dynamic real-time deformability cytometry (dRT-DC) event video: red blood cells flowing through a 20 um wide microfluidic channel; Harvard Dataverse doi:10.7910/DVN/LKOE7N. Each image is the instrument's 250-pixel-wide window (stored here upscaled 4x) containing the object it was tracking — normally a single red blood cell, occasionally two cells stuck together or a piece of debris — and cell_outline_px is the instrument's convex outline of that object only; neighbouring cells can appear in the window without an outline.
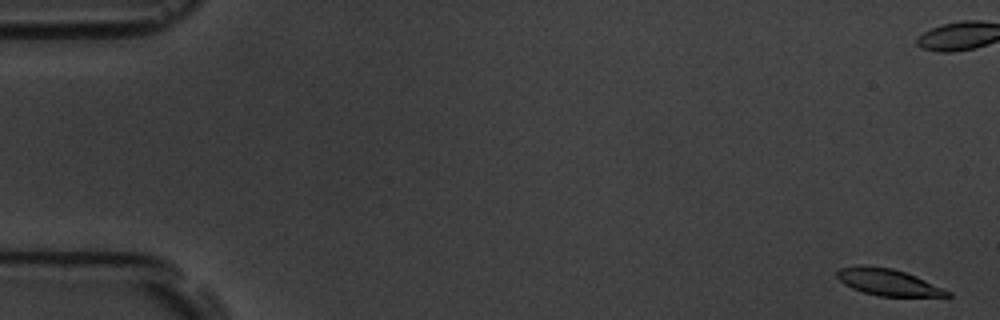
{"species": "common noctule bat (a hibernating species)", "species_latin": "Nyctalus noctula", "temperature_condition": "room temperature", "stored_images_in_passage": 7, "camera_frame_rate_fps": 3000, "um_per_image_px": 0.085, "animal": {"sex": "male", "body_mass_g": 19.5, "forearm_length_mm": 54.6}, "frame": {"image": 1, "passage_image": 1, "time_ms": 0.0, "image_size_px": [1000, 320], "cell_outline_px": [[952, 296], [880, 296], [864, 292], [852, 288], [844, 284], [836, 276], [836, 272], [840, 268], [860, 264], [864, 264], [892, 268], [916, 276], [944, 288], [952, 292]], "centroid_in_image_um": [75.47, 23.97], "position_along_channel_um": 9.5, "area_um2": 17.17}}
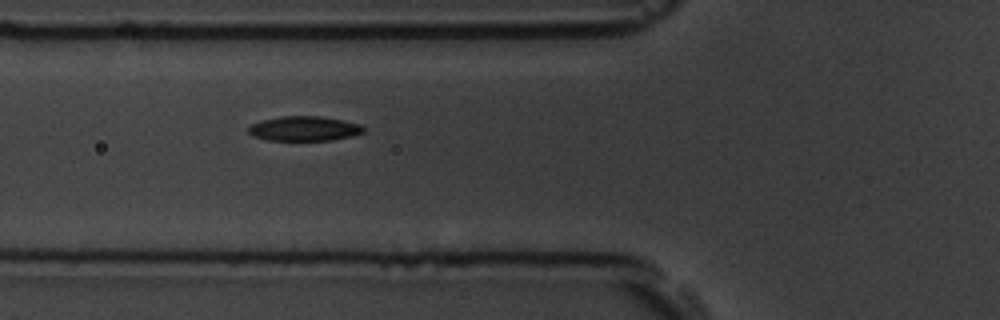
{"frame": {"image": 2, "passage_image": 7, "time_ms": 7.667, "image_size_px": [1000, 320], "cell_outline_px": [[364, 132], [352, 136], [332, 140], [268, 140], [256, 136], [248, 132], [248, 128], [252, 124], [260, 120], [280, 116], [320, 116], [360, 124], [364, 128]], "centroid_in_image_um": [25.85, 10.92], "position_along_channel_um": 99.9, "area_um2": 16.42}}